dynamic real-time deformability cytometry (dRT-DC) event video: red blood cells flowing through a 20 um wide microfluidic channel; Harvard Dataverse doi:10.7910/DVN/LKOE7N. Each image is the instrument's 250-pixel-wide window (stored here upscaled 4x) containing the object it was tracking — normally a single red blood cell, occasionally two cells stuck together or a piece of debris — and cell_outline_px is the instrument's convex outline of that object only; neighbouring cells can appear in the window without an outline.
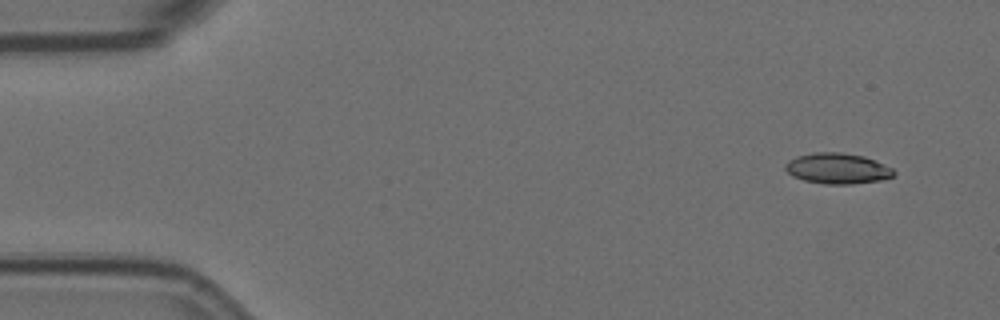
{"species": "Egyptian fruit bat (a non-hibernating species)", "species_latin": "Rousettus aegyptiacus", "temperature_condition": "room temperature", "stored_images_in_passage": 3, "camera_frame_rate_fps": 3000, "um_per_image_px": 0.085, "animal": {"sex": "female"}, "frame": {"image": 1, "passage_image": 1, "time_ms": 0.0, "image_size_px": [1000, 320], "cell_outline_px": [[896, 172], [892, 176], [880, 180], [852, 184], [824, 184], [804, 180], [792, 176], [784, 168], [784, 164], [788, 160], [796, 156], [812, 152], [840, 152], [864, 156], [892, 168]], "centroid_in_image_um": [71.14, 14.31], "position_along_channel_um": 13.9, "area_um2": 19.42}}